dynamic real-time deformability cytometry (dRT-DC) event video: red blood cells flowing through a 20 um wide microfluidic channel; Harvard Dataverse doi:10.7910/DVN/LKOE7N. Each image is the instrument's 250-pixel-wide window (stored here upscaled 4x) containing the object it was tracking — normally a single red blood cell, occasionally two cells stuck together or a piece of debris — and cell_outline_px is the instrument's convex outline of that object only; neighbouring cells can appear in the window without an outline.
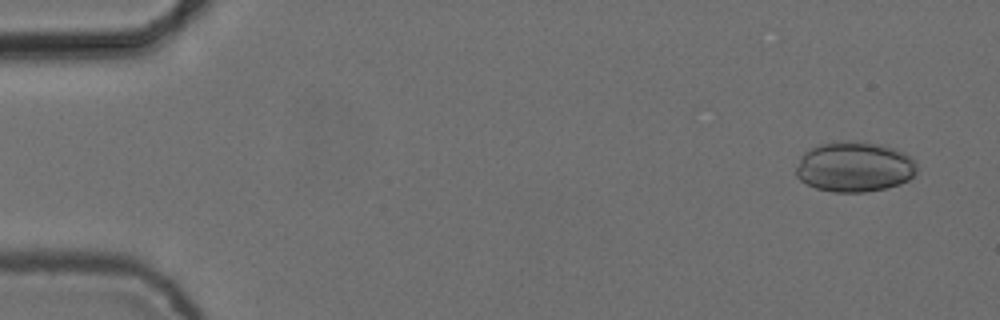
{"species": "common noctule bat (a hibernating species)", "species_latin": "Nyctalus noctula", "temperature_condition": "cold", "stored_images_in_passage": 4, "camera_frame_rate_fps": 3000, "um_per_image_px": 0.085, "animal": {"sex": "female", "body_mass_g": 24.6, "forearm_length_mm": 56.2}, "frame": {"image": 1, "passage_image": 1, "time_ms": 0.0, "image_size_px": [1000, 320], "cell_outline_px": [[916, 172], [908, 180], [900, 184], [884, 188], [864, 192], [832, 192], [816, 188], [800, 180], [796, 176], [796, 168], [800, 156], [804, 152], [820, 144], [836, 140], [852, 140], [880, 144], [904, 152], [912, 156], [916, 164]], "centroid_in_image_um": [72.61, 14.16], "position_along_channel_um": 12.4, "area_um2": 35.66}}